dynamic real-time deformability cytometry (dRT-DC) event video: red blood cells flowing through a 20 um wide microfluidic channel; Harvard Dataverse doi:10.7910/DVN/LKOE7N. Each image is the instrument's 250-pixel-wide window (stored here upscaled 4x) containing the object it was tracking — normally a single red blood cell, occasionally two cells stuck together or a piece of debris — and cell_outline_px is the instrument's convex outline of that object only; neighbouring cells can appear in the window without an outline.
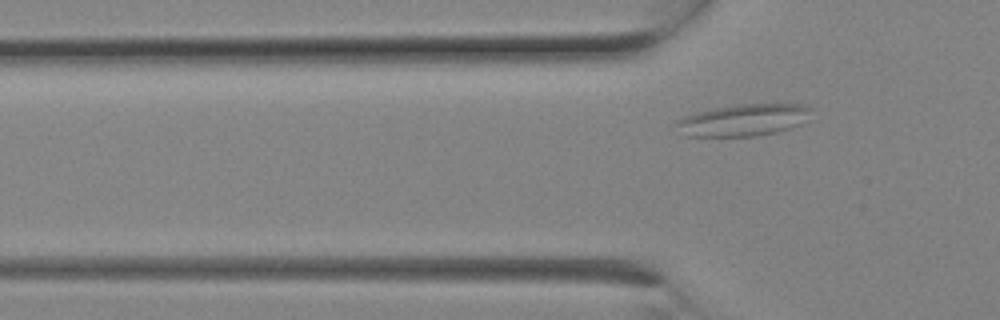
{"species": "Egyptian fruit bat (a non-hibernating species)", "species_latin": "Rousettus aegyptiacus", "temperature_condition": "room temperature", "stored_images_in_passage": 2, "camera_frame_rate_fps": 3000, "um_per_image_px": 0.085, "animal": {"sex": "female"}, "frame": {"image": 1, "passage_image": 2, "time_ms": 0.333, "image_size_px": [1000, 320], "cell_outline_px": [[812, 108], [800, 124], [792, 128], [776, 132], [756, 136], [684, 136], [676, 124], [676, 120], [684, 116], [696, 112], [716, 108], [740, 104], [808, 104]], "centroid_in_image_um": [63.19, 10.2], "position_along_channel_um": 62.6, "area_um2": 24.85}}